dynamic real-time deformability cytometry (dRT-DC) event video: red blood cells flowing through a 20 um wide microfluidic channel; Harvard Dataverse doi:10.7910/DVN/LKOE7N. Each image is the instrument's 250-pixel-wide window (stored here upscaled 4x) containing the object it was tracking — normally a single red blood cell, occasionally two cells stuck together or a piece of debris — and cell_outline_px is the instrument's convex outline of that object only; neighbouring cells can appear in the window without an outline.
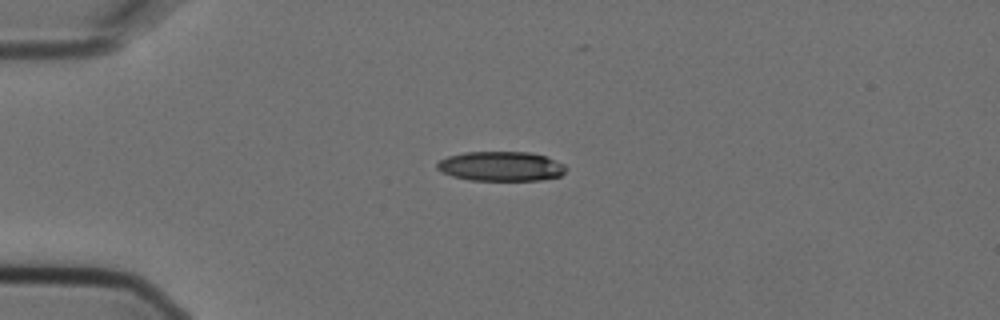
{"species": "Egyptian fruit bat (a non-hibernating species)", "species_latin": "Rousettus aegyptiacus", "temperature_condition": "cold", "stored_images_in_passage": 4, "camera_frame_rate_fps": 3000, "um_per_image_px": 0.085, "animal": {"sex": "female"}, "frame": {"image": 1, "passage_image": 4, "time_ms": 1.0, "image_size_px": [1000, 320], "cell_outline_px": [[568, 168], [560, 176], [540, 180], [472, 180], [452, 176], [440, 172], [436, 168], [436, 164], [440, 160], [448, 156], [464, 152], [528, 152], [544, 156], [564, 164]], "centroid_in_image_um": [42.56, 14.13], "position_along_channel_um": 42.4, "area_um2": 22.2}}